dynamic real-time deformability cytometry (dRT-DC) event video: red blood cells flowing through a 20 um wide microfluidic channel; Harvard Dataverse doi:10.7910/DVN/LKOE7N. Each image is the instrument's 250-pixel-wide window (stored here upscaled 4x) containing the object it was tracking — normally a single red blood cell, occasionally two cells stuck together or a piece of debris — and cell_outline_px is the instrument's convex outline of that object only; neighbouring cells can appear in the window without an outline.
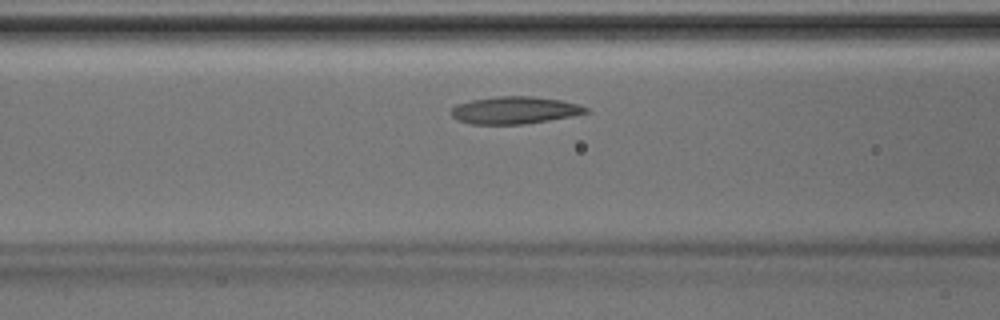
{"species": "Egyptian fruit bat (a non-hibernating species)", "species_latin": "Rousettus aegyptiacus", "temperature_condition": "room temperature", "stored_images_in_passage": 30, "camera_frame_rate_fps": 3000, "um_per_image_px": 0.085, "animal": {"sex": "male"}, "frame": {"image": 1, "passage_image": 8, "time_ms": 2.333, "image_size_px": [1000, 320], "cell_outline_px": [[588, 112], [572, 116], [524, 124], [472, 124], [456, 120], [452, 116], [452, 108], [456, 104], [472, 100], [496, 96], [532, 96], [560, 100], [580, 104], [588, 108]], "centroid_in_image_um": [43.74, 9.36], "position_along_channel_um": 122.9, "area_um2": 21.39}}
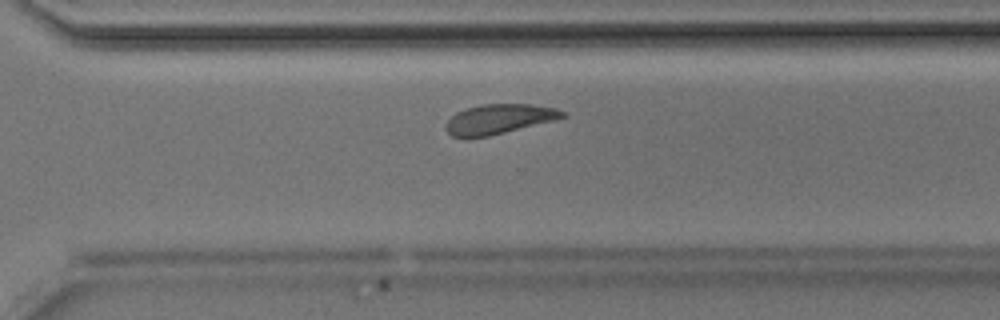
{"frame": {"image": 2, "passage_image": 22, "time_ms": 7.0, "image_size_px": [1000, 320], "cell_outline_px": [[568, 116], [556, 120], [488, 136], [452, 136], [444, 128], [444, 124], [456, 112], [464, 108], [484, 104], [532, 104], [556, 108], [568, 112]], "centroid_in_image_um": [42.46, 10.1], "position_along_channel_um": 328.1, "area_um2": 20.23}}
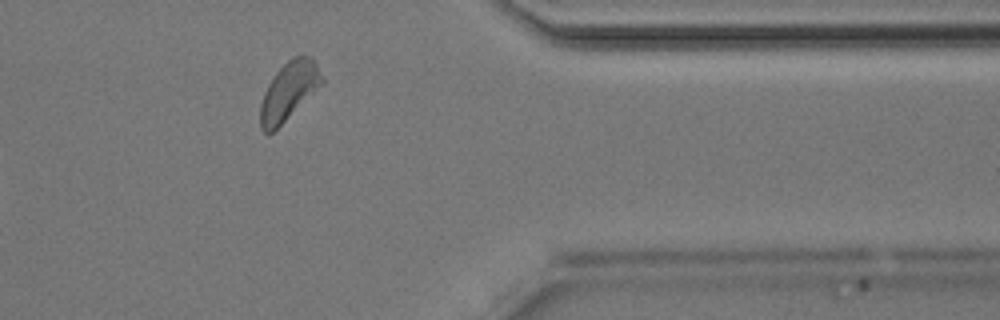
{"frame": {"image": 3, "passage_image": 27, "time_ms": 8.667, "image_size_px": [1000, 320], "cell_outline_px": [[324, 84], [268, 136], [260, 128], [260, 104], [264, 92], [268, 84], [276, 72], [292, 56], [308, 56], [316, 64], [324, 76]], "centroid_in_image_um": [24.55, 7.76], "position_along_channel_um": 386.8, "area_um2": 20.87}}